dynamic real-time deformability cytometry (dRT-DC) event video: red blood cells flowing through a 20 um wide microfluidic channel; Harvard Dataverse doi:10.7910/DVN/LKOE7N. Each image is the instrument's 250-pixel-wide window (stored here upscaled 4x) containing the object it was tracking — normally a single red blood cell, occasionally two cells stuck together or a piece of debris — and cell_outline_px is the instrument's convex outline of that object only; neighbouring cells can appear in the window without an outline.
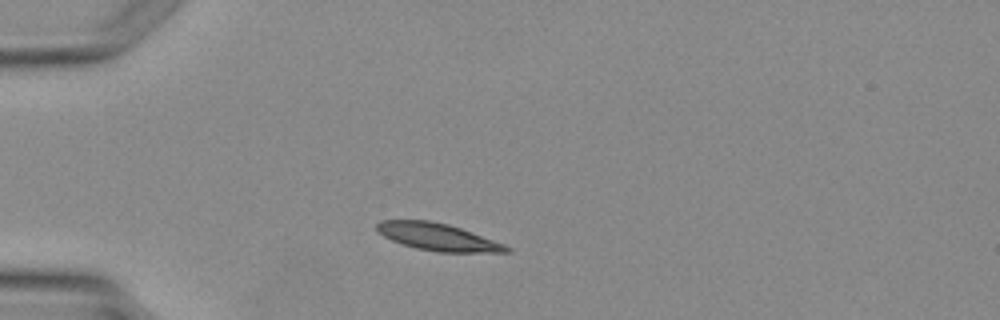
{"species": "Egyptian fruit bat (a non-hibernating species)", "species_latin": "Rousettus aegyptiacus", "temperature_condition": "warm", "stored_images_in_passage": 2, "camera_frame_rate_fps": 3000, "um_per_image_px": 0.085, "animal": {"sex": "female"}, "frame": {"image": 1, "passage_image": 1, "time_ms": 0.0, "image_size_px": [1000, 320], "cell_outline_px": [[512, 252], [440, 252], [416, 248], [392, 240], [384, 236], [376, 228], [376, 224], [380, 220], [428, 220], [448, 224], [472, 232], [504, 244], [512, 248]], "centroid_in_image_um": [37.23, 20.14], "position_along_channel_um": 47.8, "area_um2": 20.35}}